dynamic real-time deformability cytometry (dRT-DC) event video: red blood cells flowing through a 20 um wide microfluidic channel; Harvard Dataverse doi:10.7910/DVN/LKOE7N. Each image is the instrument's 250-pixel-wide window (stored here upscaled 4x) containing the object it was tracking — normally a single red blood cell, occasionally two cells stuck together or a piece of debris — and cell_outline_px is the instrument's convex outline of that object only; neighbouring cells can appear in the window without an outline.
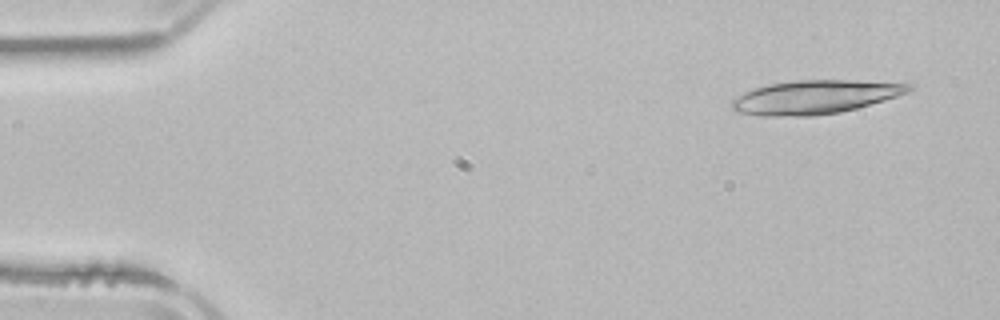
{"species": "common noctule bat (a hibernating species)", "species_latin": "Nyctalus noctula", "temperature_condition": "room temperature", "stored_images_in_passage": 6, "segment_of_instrument_passage": [1, 2], "camera_frame_rate_fps": 3000, "um_per_image_px": 0.085, "animal": {"sex": "male", "body_mass_g": 21.5, "forearm_length_mm": 52.0}, "frame": {"image": 1, "passage_image": 1, "time_ms": 0.0, "image_size_px": [1000, 320], "cell_outline_px": [[916, 88], [908, 92], [884, 100], [856, 108], [840, 112], [812, 116], [764, 116], [736, 112], [732, 108], [732, 100], [744, 92], [768, 84], [796, 80], [856, 80], [916, 84]], "centroid_in_image_um": [69.31, 8.24], "position_along_channel_um": 15.7, "area_um2": 34.74}}